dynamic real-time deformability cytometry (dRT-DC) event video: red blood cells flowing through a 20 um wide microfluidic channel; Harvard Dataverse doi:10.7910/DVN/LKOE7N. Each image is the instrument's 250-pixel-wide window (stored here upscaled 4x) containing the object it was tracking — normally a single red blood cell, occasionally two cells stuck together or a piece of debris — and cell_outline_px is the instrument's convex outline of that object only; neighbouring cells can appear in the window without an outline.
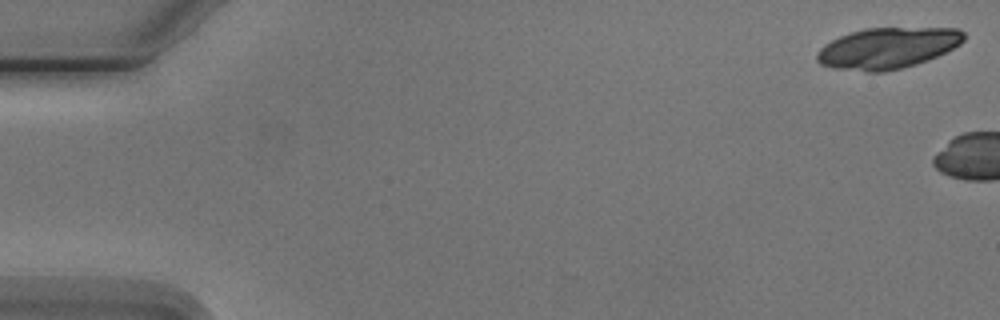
{"species": "Egyptian fruit bat (a non-hibernating species)", "species_latin": "Rousettus aegyptiacus", "temperature_condition": "cold", "stored_images_in_passage": 2, "camera_frame_rate_fps": 3000, "um_per_image_px": 0.085, "animal": {"sex": "male"}, "frame": {"image": 1, "passage_image": 1, "time_ms": 0.0, "image_size_px": [1000, 320], "cell_outline_px": [[964, 40], [960, 44], [928, 60], [916, 64], [884, 72], [868, 72], [832, 68], [820, 64], [816, 60], [816, 52], [824, 44], [840, 36], [864, 28], [960, 28], [964, 32]], "centroid_in_image_um": [75.41, 4.09], "position_along_channel_um": 9.6, "area_um2": 35.14}}